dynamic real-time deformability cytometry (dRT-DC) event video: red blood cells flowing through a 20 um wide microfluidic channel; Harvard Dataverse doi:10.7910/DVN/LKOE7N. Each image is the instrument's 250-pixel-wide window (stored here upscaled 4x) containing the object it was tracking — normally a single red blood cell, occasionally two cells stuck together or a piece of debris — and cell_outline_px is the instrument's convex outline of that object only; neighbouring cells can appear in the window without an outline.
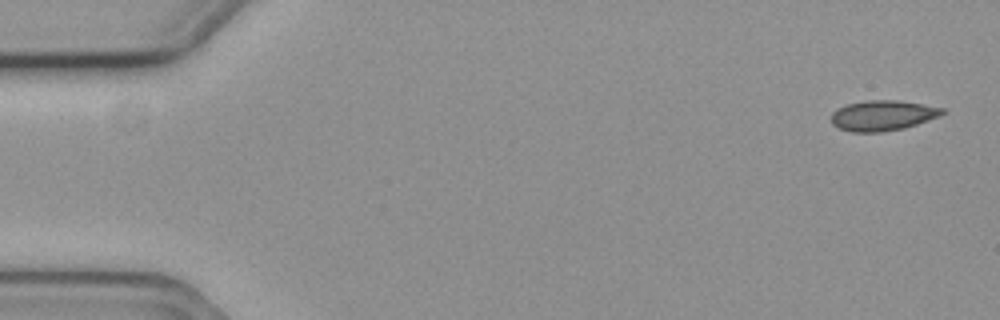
{"species": "common noctule bat (a hibernating species)", "species_latin": "Nyctalus noctula", "temperature_condition": "cold", "stored_images_in_passage": 2, "camera_frame_rate_fps": 3000, "um_per_image_px": 0.085, "animal": {"sex": "female", "body_mass_g": 19.3, "forearm_length_mm": 54.1}, "frame": {"image": 1, "passage_image": 1, "time_ms": 0.0, "image_size_px": [1000, 320], "cell_outline_px": [[948, 112], [940, 116], [904, 128], [884, 132], [852, 132], [840, 128], [832, 124], [832, 112], [836, 108], [848, 104], [864, 100], [896, 100], [944, 108]], "centroid_in_image_um": [75.03, 9.81], "position_along_channel_um": 10.0, "area_um2": 19.65}}